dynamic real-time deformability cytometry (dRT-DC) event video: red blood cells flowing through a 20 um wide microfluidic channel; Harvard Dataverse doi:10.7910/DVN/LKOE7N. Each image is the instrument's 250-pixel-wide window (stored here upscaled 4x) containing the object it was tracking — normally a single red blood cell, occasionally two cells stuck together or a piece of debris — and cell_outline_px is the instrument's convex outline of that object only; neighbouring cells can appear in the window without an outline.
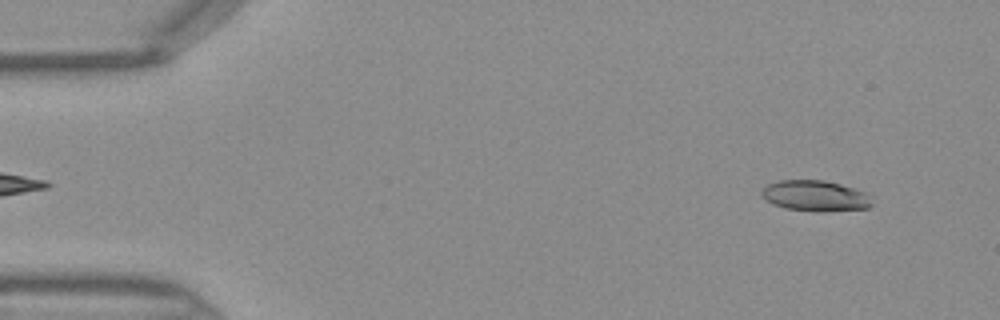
{"species": "Egyptian fruit bat (a non-hibernating species)", "species_latin": "Rousettus aegyptiacus", "temperature_condition": "warm", "stored_images_in_passage": 44, "camera_frame_rate_fps": 3000, "um_per_image_px": 0.085, "frame": {"image": 1, "passage_image": 3, "time_ms": 0.667, "image_size_px": [1000, 320], "cell_outline_px": [[872, 204], [868, 208], [816, 212], [784, 208], [772, 204], [764, 200], [760, 196], [760, 192], [768, 184], [780, 180], [824, 180], [840, 184], [864, 192]], "centroid_in_image_um": [69.21, 16.65], "position_along_channel_um": 15.8, "area_um2": 19.71}}
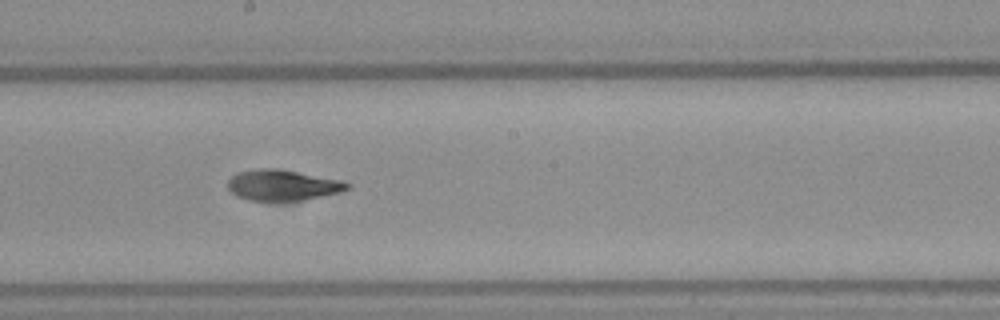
{"frame": {"image": 2, "passage_image": 24, "time_ms": 7.667, "image_size_px": [1000, 320], "cell_outline_px": [[352, 188], [340, 192], [300, 200], [248, 200], [236, 196], [228, 188], [228, 180], [232, 176], [240, 172], [256, 168], [272, 168], [344, 180], [352, 184]], "centroid_in_image_um": [24.05, 15.73], "position_along_channel_um": 224.1, "area_um2": 21.21}}
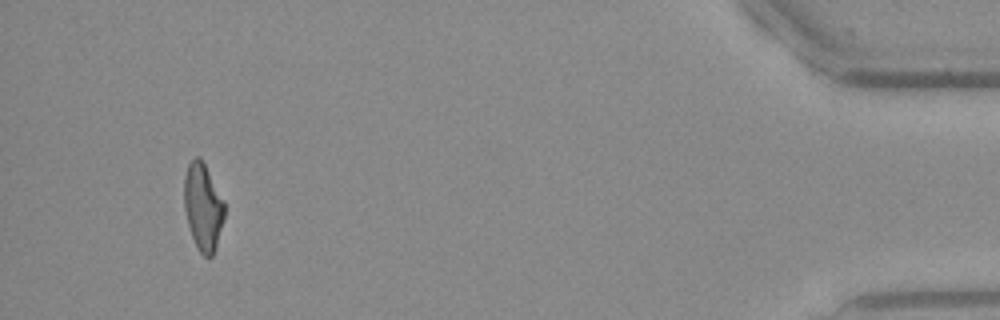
{"frame": {"image": 3, "passage_image": 42, "time_ms": 13.667, "image_size_px": [1000, 320], "cell_outline_px": [[224, 216], [216, 248], [212, 256], [204, 256], [200, 252], [192, 236], [188, 224], [184, 208], [184, 176], [188, 164], [196, 156], [200, 156], [224, 200]], "centroid_in_image_um": [17.25, 17.56], "position_along_channel_um": 418.0, "area_um2": 20.29}}